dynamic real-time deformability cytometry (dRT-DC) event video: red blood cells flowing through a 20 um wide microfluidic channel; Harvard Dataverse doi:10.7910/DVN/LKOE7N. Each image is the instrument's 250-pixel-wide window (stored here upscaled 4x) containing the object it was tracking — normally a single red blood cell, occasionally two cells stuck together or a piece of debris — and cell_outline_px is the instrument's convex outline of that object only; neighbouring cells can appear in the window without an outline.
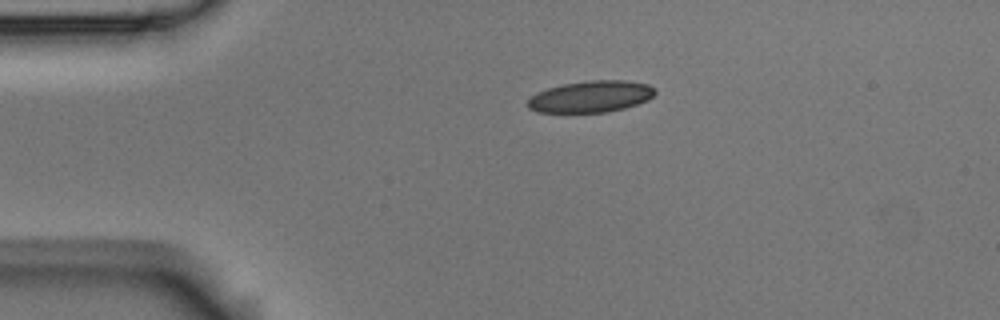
{"species": "Egyptian fruit bat (a non-hibernating species)", "species_latin": "Rousettus aegyptiacus", "temperature_condition": "room temperature", "stored_images_in_passage": 6, "camera_frame_rate_fps": 3000, "um_per_image_px": 0.085, "animal": {"sex": "male"}, "frame": {"image": 1, "passage_image": 6, "time_ms": 1.667, "image_size_px": [1000, 320], "cell_outline_px": [[656, 92], [648, 100], [624, 108], [608, 112], [536, 112], [528, 108], [528, 100], [536, 92], [548, 88], [564, 84], [588, 80], [624, 80], [648, 84], [656, 88]], "centroid_in_image_um": [50.23, 8.2], "position_along_channel_um": 34.8, "area_um2": 23.41}}